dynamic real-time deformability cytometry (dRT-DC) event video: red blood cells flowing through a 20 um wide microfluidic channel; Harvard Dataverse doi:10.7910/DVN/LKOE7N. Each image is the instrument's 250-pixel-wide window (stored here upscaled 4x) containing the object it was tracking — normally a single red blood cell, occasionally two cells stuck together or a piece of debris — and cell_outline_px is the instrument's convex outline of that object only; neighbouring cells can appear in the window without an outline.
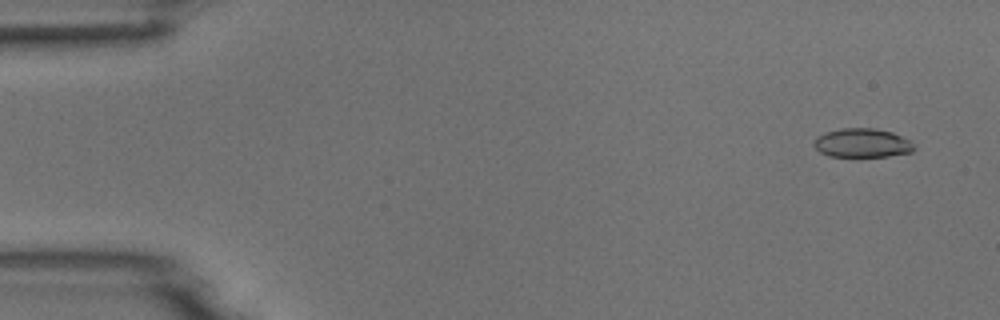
{"species": "common noctule bat (a hibernating species)", "species_latin": "Nyctalus noctula", "temperature_condition": "room temperature", "stored_images_in_passage": 54, "camera_frame_rate_fps": 3000, "um_per_image_px": 0.085, "animal": {"sex": "male", "body_mass_g": 18.8}, "frame": {"image": 1, "passage_image": 3, "time_ms": 0.667, "image_size_px": [1000, 320], "cell_outline_px": [[916, 148], [912, 152], [888, 156], [828, 156], [820, 152], [812, 144], [816, 136], [824, 132], [844, 128], [872, 128], [892, 132], [908, 140]], "centroid_in_image_um": [73.25, 12.15], "position_along_channel_um": 11.8, "area_um2": 16.82}}
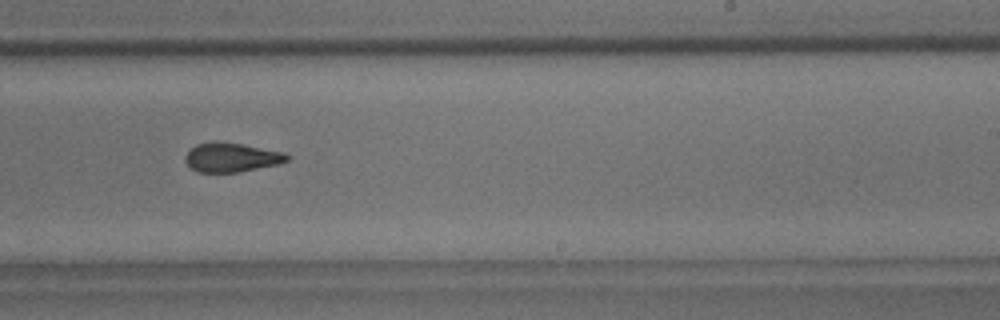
{"frame": {"image": 2, "passage_image": 33, "time_ms": 10.667, "image_size_px": [1000, 320], "cell_outline_px": [[292, 156], [288, 160], [280, 164], [236, 172], [196, 172], [184, 160], [184, 156], [196, 144], [216, 140], [240, 144], [284, 152]], "centroid_in_image_um": [19.68, 13.37], "position_along_channel_um": 269.3, "area_um2": 17.34}}
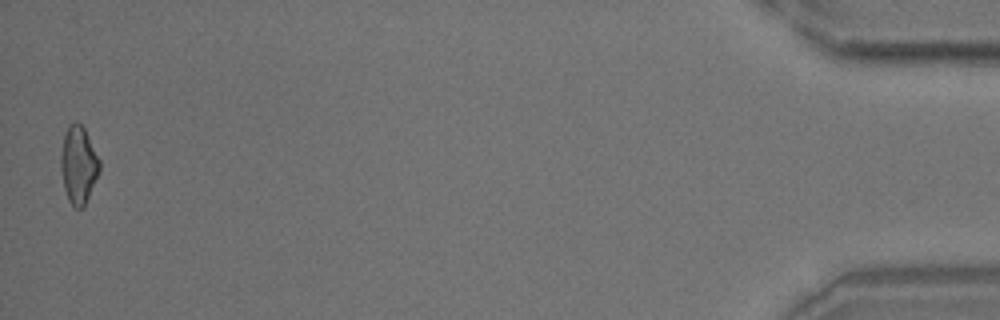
{"frame": {"image": 3, "passage_image": 53, "time_ms": 17.333, "image_size_px": [1000, 320], "cell_outline_px": [[100, 172], [84, 208], [76, 208], [68, 200], [64, 188], [60, 168], [60, 156], [64, 132], [68, 124], [76, 120], [84, 128], [100, 160]], "centroid_in_image_um": [6.67, 14.0], "position_along_channel_um": 428.5, "area_um2": 17.8}}